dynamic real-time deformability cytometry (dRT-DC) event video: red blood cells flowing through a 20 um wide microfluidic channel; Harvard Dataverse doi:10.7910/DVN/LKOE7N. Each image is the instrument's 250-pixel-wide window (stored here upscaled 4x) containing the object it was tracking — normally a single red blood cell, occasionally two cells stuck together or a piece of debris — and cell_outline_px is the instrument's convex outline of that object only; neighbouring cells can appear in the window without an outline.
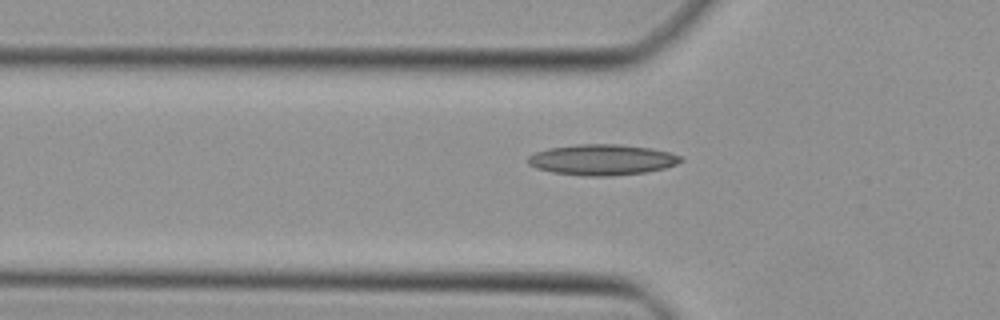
{"species": "Egyptian fruit bat (a non-hibernating species)", "species_latin": "Rousettus aegyptiacus", "temperature_condition": "cold", "stored_images_in_passage": 16, "camera_frame_rate_fps": 3000, "um_per_image_px": 0.085, "animal": {"sex": "female"}, "frame": {"image": 1, "passage_image": 5, "time_ms": 1.333, "image_size_px": [1000, 320], "cell_outline_px": [[684, 160], [676, 164], [664, 168], [648, 172], [612, 176], [580, 176], [552, 172], [536, 168], [528, 164], [528, 156], [536, 152], [548, 148], [580, 144], [620, 144], [652, 148], [668, 152], [680, 156]], "centroid_in_image_um": [51.18, 13.58], "position_along_channel_um": 74.6, "area_um2": 27.51}}
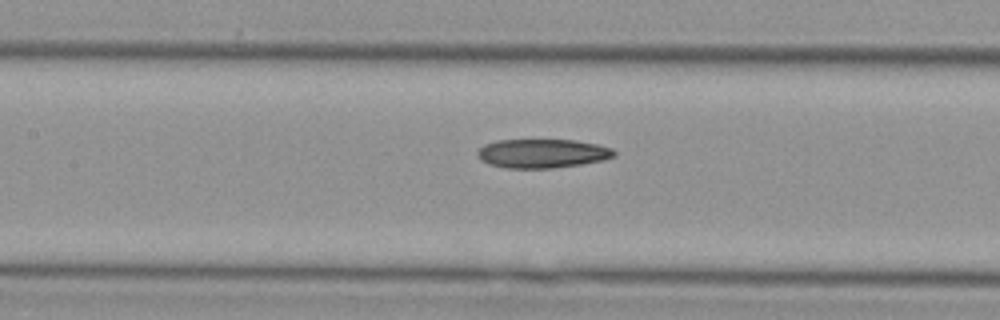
{"frame": {"image": 2, "passage_image": 11, "time_ms": 3.333, "image_size_px": [1000, 320], "cell_outline_px": [[616, 156], [604, 160], [580, 164], [552, 168], [504, 168], [488, 164], [480, 160], [476, 156], [476, 152], [484, 144], [496, 140], [576, 140], [596, 144], [612, 148], [616, 152]], "centroid_in_image_um": [46.07, 13.04], "position_along_channel_um": 161.3, "area_um2": 23.24}}
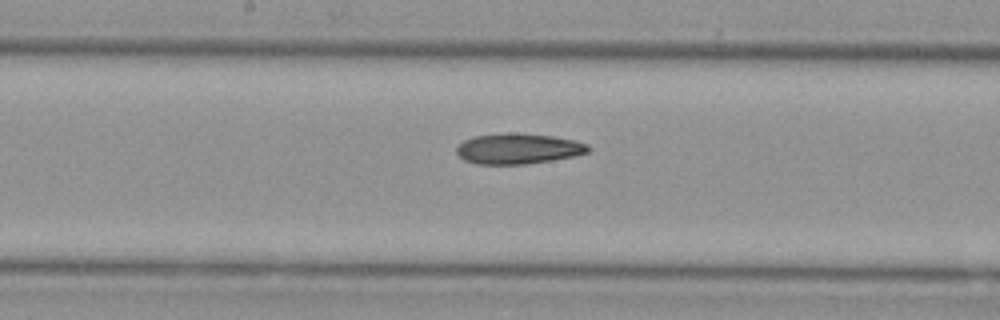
{"frame": {"image": 3, "passage_image": 14, "time_ms": 4.333, "image_size_px": [1000, 320], "cell_outline_px": [[592, 148], [588, 152], [576, 156], [552, 160], [524, 164], [476, 164], [464, 160], [456, 152], [456, 144], [472, 136], [512, 132], [552, 136], [572, 140], [588, 144]], "centroid_in_image_um": [44.02, 12.63], "position_along_channel_um": 204.2, "area_um2": 23.58}}